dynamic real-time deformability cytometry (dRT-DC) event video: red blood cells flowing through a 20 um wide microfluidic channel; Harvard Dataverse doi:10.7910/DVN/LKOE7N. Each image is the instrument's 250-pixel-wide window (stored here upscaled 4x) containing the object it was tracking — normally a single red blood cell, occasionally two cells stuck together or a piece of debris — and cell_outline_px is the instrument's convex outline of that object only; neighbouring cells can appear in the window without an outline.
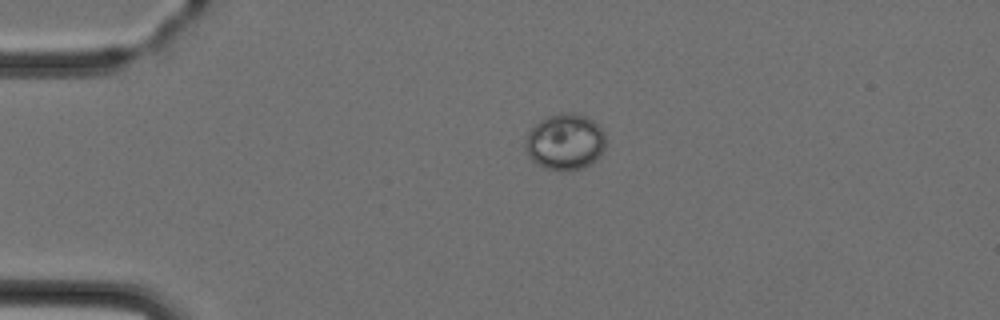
{"species": "Egyptian fruit bat (a non-hibernating species)", "species_latin": "Rousettus aegyptiacus", "temperature_condition": "cold", "stored_images_in_passage": 2, "camera_frame_rate_fps": 3000, "um_per_image_px": 0.085, "animal": {"sex": "female"}, "frame": {"image": 1, "passage_image": 1, "time_ms": 0.0, "image_size_px": [1000, 320], "cell_outline_px": [[604, 148], [588, 164], [580, 168], [544, 168], [532, 160], [528, 156], [524, 144], [524, 140], [528, 132], [540, 120], [548, 116], [560, 112], [576, 112], [592, 120], [604, 132]], "centroid_in_image_um": [47.97, 11.99], "position_along_channel_um": 37.0, "area_um2": 25.61}}